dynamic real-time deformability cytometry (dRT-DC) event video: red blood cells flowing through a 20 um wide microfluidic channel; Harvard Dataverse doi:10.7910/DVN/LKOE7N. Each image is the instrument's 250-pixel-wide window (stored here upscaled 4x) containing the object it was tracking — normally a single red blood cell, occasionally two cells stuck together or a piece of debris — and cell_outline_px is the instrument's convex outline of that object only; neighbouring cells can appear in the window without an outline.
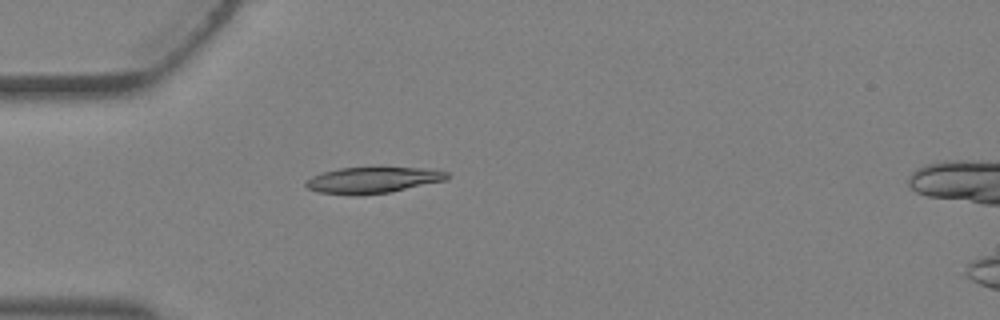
{"species": "Egyptian fruit bat (a non-hibernating species)", "species_latin": "Rousettus aegyptiacus", "temperature_condition": "warm", "stored_images_in_passage": 2, "camera_frame_rate_fps": 3000, "um_per_image_px": 0.085, "animal": {"sex": "female"}, "frame": {"image": 1, "passage_image": 1, "time_ms": 0.0, "image_size_px": [1000, 320], "cell_outline_px": [[448, 180], [392, 192], [360, 196], [356, 196], [316, 192], [308, 188], [304, 184], [304, 180], [312, 176], [324, 172], [340, 168], [424, 168], [448, 172]], "centroid_in_image_um": [31.67, 15.33], "position_along_channel_um": 53.3, "area_um2": 21.73}}